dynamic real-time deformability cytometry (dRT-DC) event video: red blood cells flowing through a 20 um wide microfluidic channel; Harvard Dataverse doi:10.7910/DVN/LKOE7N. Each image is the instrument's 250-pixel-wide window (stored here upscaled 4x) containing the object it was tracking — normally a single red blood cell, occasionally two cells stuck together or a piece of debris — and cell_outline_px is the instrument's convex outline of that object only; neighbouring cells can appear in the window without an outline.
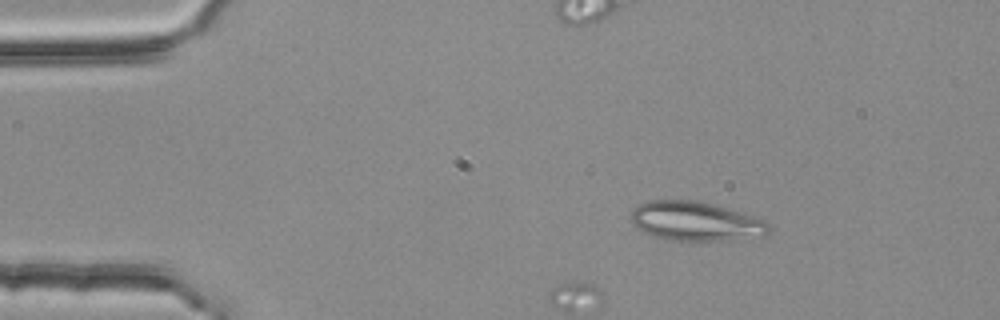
{"species": "common noctule bat (a hibernating species)", "species_latin": "Nyctalus noctula", "temperature_condition": "room temperature", "stored_images_in_passage": 2, "camera_frame_rate_fps": 3000, "um_per_image_px": 0.085, "animal": {"sex": "female", "body_mass_g": 25.1}, "frame": {"image": 1, "passage_image": 1, "time_ms": 0.0, "image_size_px": [1000, 320], "cell_outline_px": [[768, 232], [764, 236], [724, 240], [668, 240], [652, 236], [636, 228], [628, 220], [632, 208], [648, 200], [696, 200], [712, 204], [768, 220]], "centroid_in_image_um": [59.06, 18.8], "position_along_channel_um": 25.9, "area_um2": 31.67}}